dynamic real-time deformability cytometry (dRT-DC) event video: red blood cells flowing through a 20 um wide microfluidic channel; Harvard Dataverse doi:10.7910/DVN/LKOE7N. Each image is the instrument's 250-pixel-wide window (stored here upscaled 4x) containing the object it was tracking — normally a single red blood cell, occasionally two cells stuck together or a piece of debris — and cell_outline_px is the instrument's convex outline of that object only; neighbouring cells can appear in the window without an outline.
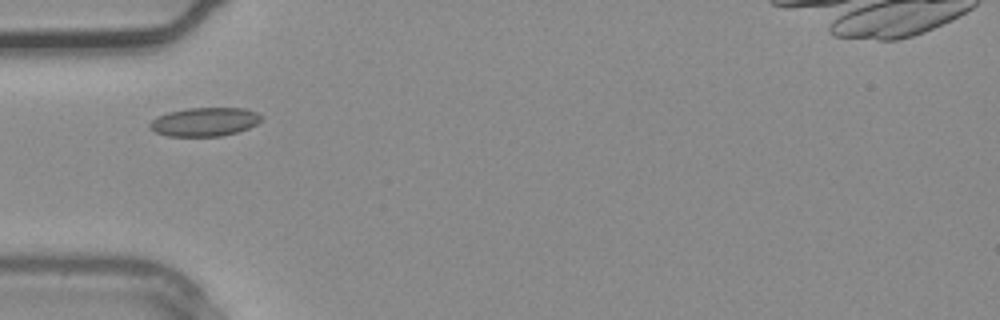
{"species": "common noctule bat (a hibernating species)", "species_latin": "Nyctalus noctula", "temperature_condition": "warm", "stored_images_in_passage": 1, "camera_frame_rate_fps": 3000, "um_per_image_px": 0.085, "animal": {"sex": "male", "body_mass_g": 20.4}, "frame": {"image": 1, "passage_image": 1, "time_ms": 0.0, "image_size_px": [1000, 320], "cell_outline_px": [[264, 120], [248, 128], [236, 132], [220, 136], [168, 136], [156, 132], [148, 128], [148, 124], [156, 116], [168, 112], [188, 108], [244, 108], [256, 112], [264, 116]], "centroid_in_image_um": [17.4, 10.35], "position_along_channel_um": 67.6, "area_um2": 18.79}}